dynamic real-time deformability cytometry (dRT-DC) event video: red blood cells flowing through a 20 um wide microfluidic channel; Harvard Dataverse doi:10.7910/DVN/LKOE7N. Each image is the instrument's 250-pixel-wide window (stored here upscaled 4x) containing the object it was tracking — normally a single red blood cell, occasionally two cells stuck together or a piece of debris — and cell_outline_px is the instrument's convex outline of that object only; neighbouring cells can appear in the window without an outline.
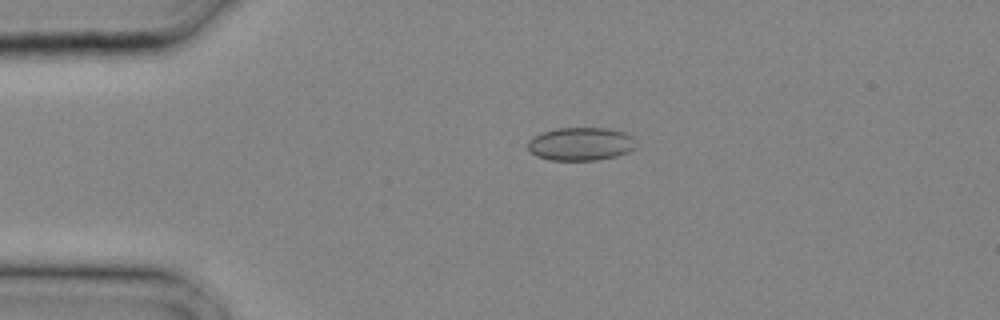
{"species": "common noctule bat (a hibernating species)", "species_latin": "Nyctalus noctula", "temperature_condition": "cold", "stored_images_in_passage": 21, "camera_frame_rate_fps": 3000, "um_per_image_px": 0.085, "animal": {"sex": "male", "body_mass_g": 20.4}, "frame": {"image": 1, "passage_image": 1, "time_ms": 0.0, "image_size_px": [1000, 320], "cell_outline_px": [[636, 148], [628, 152], [616, 156], [596, 160], [548, 160], [536, 156], [528, 148], [528, 140], [532, 136], [556, 128], [608, 128], [624, 132], [632, 136], [636, 144]], "centroid_in_image_um": [49.37, 12.23], "position_along_channel_um": 35.6, "area_um2": 21.04}}
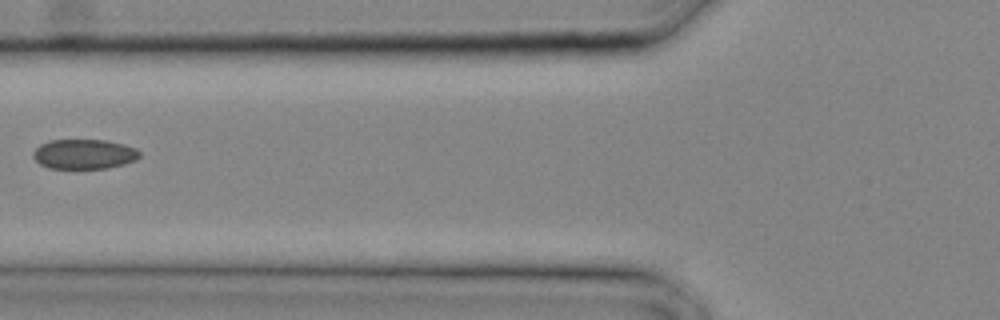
{"frame": {"image": 2, "passage_image": 6, "time_ms": 1.667, "image_size_px": [1000, 320], "cell_outline_px": [[140, 156], [136, 160], [124, 164], [108, 168], [48, 168], [40, 164], [32, 156], [32, 152], [40, 144], [48, 140], [104, 140], [124, 144], [136, 148], [140, 152]], "centroid_in_image_um": [7.14, 13.09], "position_along_channel_um": 118.7, "area_um2": 18.55}}
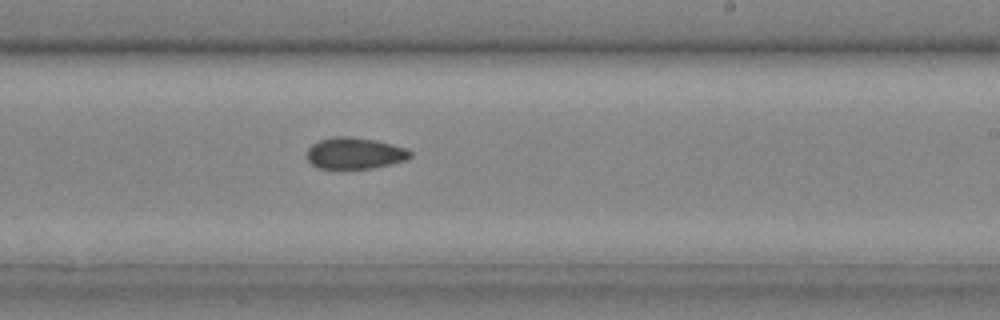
{"frame": {"image": 3, "passage_image": 12, "time_ms": 3.667, "image_size_px": [1000, 320], "cell_outline_px": [[412, 156], [404, 160], [392, 164], [372, 168], [316, 168], [308, 160], [308, 148], [312, 144], [320, 140], [336, 136], [352, 136], [376, 140], [408, 148], [412, 152]], "centroid_in_image_um": [30.18, 13.01], "position_along_channel_um": 258.8, "area_um2": 18.96}}